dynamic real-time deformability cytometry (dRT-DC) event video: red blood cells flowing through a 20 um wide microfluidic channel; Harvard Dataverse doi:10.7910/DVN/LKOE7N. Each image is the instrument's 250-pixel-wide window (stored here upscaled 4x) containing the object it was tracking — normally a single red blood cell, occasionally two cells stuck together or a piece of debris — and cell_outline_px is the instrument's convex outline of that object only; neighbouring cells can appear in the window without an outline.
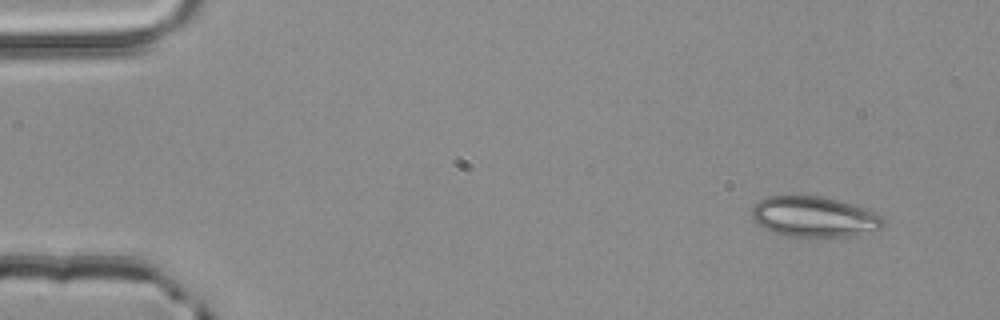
{"species": "common noctule bat (a hibernating species)", "species_latin": "Nyctalus noctula", "temperature_condition": "room temperature", "stored_images_in_passage": 4, "camera_frame_rate_fps": 3000, "um_per_image_px": 0.085, "animal": {"sex": "male", "body_mass_g": 20.4}, "frame": {"image": 1, "passage_image": 1, "time_ms": 0.0, "image_size_px": [1000, 320], "cell_outline_px": [[888, 224], [884, 228], [844, 236], [784, 236], [772, 232], [764, 228], [752, 220], [752, 208], [760, 200], [768, 196], [824, 196], [840, 200], [872, 212], [880, 216]], "centroid_in_image_um": [69.17, 18.42], "position_along_channel_um": 15.8, "area_um2": 30.75}}